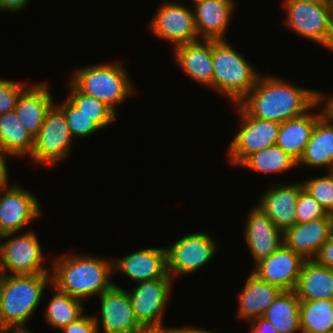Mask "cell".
<instances>
[{"mask_svg": "<svg viewBox=\"0 0 333 333\" xmlns=\"http://www.w3.org/2000/svg\"><path fill=\"white\" fill-rule=\"evenodd\" d=\"M238 104L251 117L279 123L321 106L319 91L287 83L270 74H261L255 86Z\"/></svg>", "mask_w": 333, "mask_h": 333, "instance_id": "cell-1", "label": "cell"}, {"mask_svg": "<svg viewBox=\"0 0 333 333\" xmlns=\"http://www.w3.org/2000/svg\"><path fill=\"white\" fill-rule=\"evenodd\" d=\"M61 254L51 260L52 285L80 300L100 296L113 285V260L81 253ZM110 279V280H109Z\"/></svg>", "mask_w": 333, "mask_h": 333, "instance_id": "cell-2", "label": "cell"}, {"mask_svg": "<svg viewBox=\"0 0 333 333\" xmlns=\"http://www.w3.org/2000/svg\"><path fill=\"white\" fill-rule=\"evenodd\" d=\"M49 285H52L51 273L0 274V311L10 332L30 331L26 323L40 305Z\"/></svg>", "mask_w": 333, "mask_h": 333, "instance_id": "cell-3", "label": "cell"}, {"mask_svg": "<svg viewBox=\"0 0 333 333\" xmlns=\"http://www.w3.org/2000/svg\"><path fill=\"white\" fill-rule=\"evenodd\" d=\"M228 40H212L213 90L238 104L255 86L260 75Z\"/></svg>", "mask_w": 333, "mask_h": 333, "instance_id": "cell-4", "label": "cell"}, {"mask_svg": "<svg viewBox=\"0 0 333 333\" xmlns=\"http://www.w3.org/2000/svg\"><path fill=\"white\" fill-rule=\"evenodd\" d=\"M127 69L119 61L75 69L69 80L80 92L106 103L116 113L119 104L134 93Z\"/></svg>", "mask_w": 333, "mask_h": 333, "instance_id": "cell-5", "label": "cell"}, {"mask_svg": "<svg viewBox=\"0 0 333 333\" xmlns=\"http://www.w3.org/2000/svg\"><path fill=\"white\" fill-rule=\"evenodd\" d=\"M23 233L17 236L16 233L1 235L0 242L1 240L4 242L0 243V274L51 273V265L50 268L45 266L46 257L42 252L38 236L32 230Z\"/></svg>", "mask_w": 333, "mask_h": 333, "instance_id": "cell-6", "label": "cell"}, {"mask_svg": "<svg viewBox=\"0 0 333 333\" xmlns=\"http://www.w3.org/2000/svg\"><path fill=\"white\" fill-rule=\"evenodd\" d=\"M331 4L283 0L284 24L300 37L331 51Z\"/></svg>", "mask_w": 333, "mask_h": 333, "instance_id": "cell-7", "label": "cell"}, {"mask_svg": "<svg viewBox=\"0 0 333 333\" xmlns=\"http://www.w3.org/2000/svg\"><path fill=\"white\" fill-rule=\"evenodd\" d=\"M73 140L64 112L54 103L47 111L44 123L34 138V147L29 158L38 166L57 165L71 155Z\"/></svg>", "mask_w": 333, "mask_h": 333, "instance_id": "cell-8", "label": "cell"}, {"mask_svg": "<svg viewBox=\"0 0 333 333\" xmlns=\"http://www.w3.org/2000/svg\"><path fill=\"white\" fill-rule=\"evenodd\" d=\"M233 106L240 116V124L229 142L227 162L237 167L253 153L276 144L280 123L251 117L239 104Z\"/></svg>", "mask_w": 333, "mask_h": 333, "instance_id": "cell-9", "label": "cell"}, {"mask_svg": "<svg viewBox=\"0 0 333 333\" xmlns=\"http://www.w3.org/2000/svg\"><path fill=\"white\" fill-rule=\"evenodd\" d=\"M217 242L209 233L200 231L184 235L165 247L168 274L174 279L200 270L216 256Z\"/></svg>", "mask_w": 333, "mask_h": 333, "instance_id": "cell-10", "label": "cell"}, {"mask_svg": "<svg viewBox=\"0 0 333 333\" xmlns=\"http://www.w3.org/2000/svg\"><path fill=\"white\" fill-rule=\"evenodd\" d=\"M174 279L160 278L136 283L128 291L136 320L144 329H163L164 312Z\"/></svg>", "mask_w": 333, "mask_h": 333, "instance_id": "cell-11", "label": "cell"}, {"mask_svg": "<svg viewBox=\"0 0 333 333\" xmlns=\"http://www.w3.org/2000/svg\"><path fill=\"white\" fill-rule=\"evenodd\" d=\"M148 26L154 37L172 43L173 48L199 40L192 9L179 2H163Z\"/></svg>", "mask_w": 333, "mask_h": 333, "instance_id": "cell-12", "label": "cell"}, {"mask_svg": "<svg viewBox=\"0 0 333 333\" xmlns=\"http://www.w3.org/2000/svg\"><path fill=\"white\" fill-rule=\"evenodd\" d=\"M99 297L100 316L93 315L97 333H139L144 330L135 318L128 290L114 283Z\"/></svg>", "mask_w": 333, "mask_h": 333, "instance_id": "cell-13", "label": "cell"}, {"mask_svg": "<svg viewBox=\"0 0 333 333\" xmlns=\"http://www.w3.org/2000/svg\"><path fill=\"white\" fill-rule=\"evenodd\" d=\"M37 195L13 183L0 191V234L19 233L43 213Z\"/></svg>", "mask_w": 333, "mask_h": 333, "instance_id": "cell-14", "label": "cell"}, {"mask_svg": "<svg viewBox=\"0 0 333 333\" xmlns=\"http://www.w3.org/2000/svg\"><path fill=\"white\" fill-rule=\"evenodd\" d=\"M305 258L284 244L253 265L251 271L258 278L282 290H294Z\"/></svg>", "mask_w": 333, "mask_h": 333, "instance_id": "cell-15", "label": "cell"}, {"mask_svg": "<svg viewBox=\"0 0 333 333\" xmlns=\"http://www.w3.org/2000/svg\"><path fill=\"white\" fill-rule=\"evenodd\" d=\"M244 225L243 237L253 257V264L284 244V232L256 205L249 211Z\"/></svg>", "mask_w": 333, "mask_h": 333, "instance_id": "cell-16", "label": "cell"}, {"mask_svg": "<svg viewBox=\"0 0 333 333\" xmlns=\"http://www.w3.org/2000/svg\"><path fill=\"white\" fill-rule=\"evenodd\" d=\"M113 271L136 283L172 278L167 272L166 248L155 247L134 251L113 261Z\"/></svg>", "mask_w": 333, "mask_h": 333, "instance_id": "cell-17", "label": "cell"}, {"mask_svg": "<svg viewBox=\"0 0 333 333\" xmlns=\"http://www.w3.org/2000/svg\"><path fill=\"white\" fill-rule=\"evenodd\" d=\"M303 183L270 184L260 196L258 206L283 232L296 223L295 209Z\"/></svg>", "mask_w": 333, "mask_h": 333, "instance_id": "cell-18", "label": "cell"}, {"mask_svg": "<svg viewBox=\"0 0 333 333\" xmlns=\"http://www.w3.org/2000/svg\"><path fill=\"white\" fill-rule=\"evenodd\" d=\"M236 5L233 0H204L193 5L199 40H225Z\"/></svg>", "mask_w": 333, "mask_h": 333, "instance_id": "cell-19", "label": "cell"}, {"mask_svg": "<svg viewBox=\"0 0 333 333\" xmlns=\"http://www.w3.org/2000/svg\"><path fill=\"white\" fill-rule=\"evenodd\" d=\"M333 234V216H324L307 223H295L284 231V245L305 259H313Z\"/></svg>", "mask_w": 333, "mask_h": 333, "instance_id": "cell-20", "label": "cell"}, {"mask_svg": "<svg viewBox=\"0 0 333 333\" xmlns=\"http://www.w3.org/2000/svg\"><path fill=\"white\" fill-rule=\"evenodd\" d=\"M172 49L175 63L183 73L213 89L212 40L200 39Z\"/></svg>", "mask_w": 333, "mask_h": 333, "instance_id": "cell-21", "label": "cell"}, {"mask_svg": "<svg viewBox=\"0 0 333 333\" xmlns=\"http://www.w3.org/2000/svg\"><path fill=\"white\" fill-rule=\"evenodd\" d=\"M48 82L30 84L19 96L15 112L21 124L35 138L45 119L47 111L54 104Z\"/></svg>", "mask_w": 333, "mask_h": 333, "instance_id": "cell-22", "label": "cell"}, {"mask_svg": "<svg viewBox=\"0 0 333 333\" xmlns=\"http://www.w3.org/2000/svg\"><path fill=\"white\" fill-rule=\"evenodd\" d=\"M283 290L250 272L242 291L239 293L237 318L253 321L264 315Z\"/></svg>", "mask_w": 333, "mask_h": 333, "instance_id": "cell-23", "label": "cell"}, {"mask_svg": "<svg viewBox=\"0 0 333 333\" xmlns=\"http://www.w3.org/2000/svg\"><path fill=\"white\" fill-rule=\"evenodd\" d=\"M320 108L318 107V114L310 110L304 115L280 123L276 145L297 161L304 153L316 122L324 115L322 107Z\"/></svg>", "mask_w": 333, "mask_h": 333, "instance_id": "cell-24", "label": "cell"}, {"mask_svg": "<svg viewBox=\"0 0 333 333\" xmlns=\"http://www.w3.org/2000/svg\"><path fill=\"white\" fill-rule=\"evenodd\" d=\"M299 165L333 171V122L325 115L316 122Z\"/></svg>", "mask_w": 333, "mask_h": 333, "instance_id": "cell-25", "label": "cell"}, {"mask_svg": "<svg viewBox=\"0 0 333 333\" xmlns=\"http://www.w3.org/2000/svg\"><path fill=\"white\" fill-rule=\"evenodd\" d=\"M294 292L299 300H333V269L306 259Z\"/></svg>", "mask_w": 333, "mask_h": 333, "instance_id": "cell-26", "label": "cell"}, {"mask_svg": "<svg viewBox=\"0 0 333 333\" xmlns=\"http://www.w3.org/2000/svg\"><path fill=\"white\" fill-rule=\"evenodd\" d=\"M34 138L21 124L14 110L0 115V152L14 157H30Z\"/></svg>", "mask_w": 333, "mask_h": 333, "instance_id": "cell-27", "label": "cell"}, {"mask_svg": "<svg viewBox=\"0 0 333 333\" xmlns=\"http://www.w3.org/2000/svg\"><path fill=\"white\" fill-rule=\"evenodd\" d=\"M278 333L300 331V300L294 290H283L262 316Z\"/></svg>", "mask_w": 333, "mask_h": 333, "instance_id": "cell-28", "label": "cell"}, {"mask_svg": "<svg viewBox=\"0 0 333 333\" xmlns=\"http://www.w3.org/2000/svg\"><path fill=\"white\" fill-rule=\"evenodd\" d=\"M55 292L44 312V319L49 326L62 330L71 322L80 318L85 311L83 301L59 291L50 285Z\"/></svg>", "mask_w": 333, "mask_h": 333, "instance_id": "cell-29", "label": "cell"}, {"mask_svg": "<svg viewBox=\"0 0 333 333\" xmlns=\"http://www.w3.org/2000/svg\"><path fill=\"white\" fill-rule=\"evenodd\" d=\"M239 166L260 173H284L298 168V161L276 144L248 156Z\"/></svg>", "mask_w": 333, "mask_h": 333, "instance_id": "cell-30", "label": "cell"}, {"mask_svg": "<svg viewBox=\"0 0 333 333\" xmlns=\"http://www.w3.org/2000/svg\"><path fill=\"white\" fill-rule=\"evenodd\" d=\"M301 333L333 332V300H300Z\"/></svg>", "mask_w": 333, "mask_h": 333, "instance_id": "cell-31", "label": "cell"}, {"mask_svg": "<svg viewBox=\"0 0 333 333\" xmlns=\"http://www.w3.org/2000/svg\"><path fill=\"white\" fill-rule=\"evenodd\" d=\"M67 99L85 116L92 119L102 130L116 120L117 113L106 103L80 92L70 81Z\"/></svg>", "mask_w": 333, "mask_h": 333, "instance_id": "cell-32", "label": "cell"}, {"mask_svg": "<svg viewBox=\"0 0 333 333\" xmlns=\"http://www.w3.org/2000/svg\"><path fill=\"white\" fill-rule=\"evenodd\" d=\"M63 112L73 139L85 138L102 130L92 119L85 116L68 99L56 104Z\"/></svg>", "mask_w": 333, "mask_h": 333, "instance_id": "cell-33", "label": "cell"}, {"mask_svg": "<svg viewBox=\"0 0 333 333\" xmlns=\"http://www.w3.org/2000/svg\"><path fill=\"white\" fill-rule=\"evenodd\" d=\"M303 187L311 196L324 208V210L333 215V172L320 177L306 179L302 181Z\"/></svg>", "mask_w": 333, "mask_h": 333, "instance_id": "cell-34", "label": "cell"}, {"mask_svg": "<svg viewBox=\"0 0 333 333\" xmlns=\"http://www.w3.org/2000/svg\"><path fill=\"white\" fill-rule=\"evenodd\" d=\"M296 223L302 224L324 216H333L328 214L311 194L304 188L300 191L295 209Z\"/></svg>", "mask_w": 333, "mask_h": 333, "instance_id": "cell-35", "label": "cell"}, {"mask_svg": "<svg viewBox=\"0 0 333 333\" xmlns=\"http://www.w3.org/2000/svg\"><path fill=\"white\" fill-rule=\"evenodd\" d=\"M27 87L22 81L0 79V115L15 110L20 94Z\"/></svg>", "mask_w": 333, "mask_h": 333, "instance_id": "cell-36", "label": "cell"}, {"mask_svg": "<svg viewBox=\"0 0 333 333\" xmlns=\"http://www.w3.org/2000/svg\"><path fill=\"white\" fill-rule=\"evenodd\" d=\"M60 331L61 333H97V327L93 314H83Z\"/></svg>", "mask_w": 333, "mask_h": 333, "instance_id": "cell-37", "label": "cell"}, {"mask_svg": "<svg viewBox=\"0 0 333 333\" xmlns=\"http://www.w3.org/2000/svg\"><path fill=\"white\" fill-rule=\"evenodd\" d=\"M318 264L333 269V234L321 246L317 255L313 258Z\"/></svg>", "mask_w": 333, "mask_h": 333, "instance_id": "cell-38", "label": "cell"}, {"mask_svg": "<svg viewBox=\"0 0 333 333\" xmlns=\"http://www.w3.org/2000/svg\"><path fill=\"white\" fill-rule=\"evenodd\" d=\"M250 333H278L277 329L272 323L268 322L263 317L256 318L253 321H249Z\"/></svg>", "mask_w": 333, "mask_h": 333, "instance_id": "cell-39", "label": "cell"}, {"mask_svg": "<svg viewBox=\"0 0 333 333\" xmlns=\"http://www.w3.org/2000/svg\"><path fill=\"white\" fill-rule=\"evenodd\" d=\"M31 0H0V12H18L25 9Z\"/></svg>", "mask_w": 333, "mask_h": 333, "instance_id": "cell-40", "label": "cell"}, {"mask_svg": "<svg viewBox=\"0 0 333 333\" xmlns=\"http://www.w3.org/2000/svg\"><path fill=\"white\" fill-rule=\"evenodd\" d=\"M9 157L0 152V191L8 188L11 184L9 183V170L7 167V159Z\"/></svg>", "mask_w": 333, "mask_h": 333, "instance_id": "cell-41", "label": "cell"}, {"mask_svg": "<svg viewBox=\"0 0 333 333\" xmlns=\"http://www.w3.org/2000/svg\"><path fill=\"white\" fill-rule=\"evenodd\" d=\"M323 102H325L324 105ZM319 103L322 104L323 114L333 122V95L326 97L319 91Z\"/></svg>", "mask_w": 333, "mask_h": 333, "instance_id": "cell-42", "label": "cell"}, {"mask_svg": "<svg viewBox=\"0 0 333 333\" xmlns=\"http://www.w3.org/2000/svg\"><path fill=\"white\" fill-rule=\"evenodd\" d=\"M160 333H204V328L194 327V326H186V327H164L160 329Z\"/></svg>", "mask_w": 333, "mask_h": 333, "instance_id": "cell-43", "label": "cell"}, {"mask_svg": "<svg viewBox=\"0 0 333 333\" xmlns=\"http://www.w3.org/2000/svg\"><path fill=\"white\" fill-rule=\"evenodd\" d=\"M331 51L333 53V3L331 4Z\"/></svg>", "mask_w": 333, "mask_h": 333, "instance_id": "cell-44", "label": "cell"}, {"mask_svg": "<svg viewBox=\"0 0 333 333\" xmlns=\"http://www.w3.org/2000/svg\"><path fill=\"white\" fill-rule=\"evenodd\" d=\"M0 333H11L3 323L1 311H0Z\"/></svg>", "mask_w": 333, "mask_h": 333, "instance_id": "cell-45", "label": "cell"}, {"mask_svg": "<svg viewBox=\"0 0 333 333\" xmlns=\"http://www.w3.org/2000/svg\"><path fill=\"white\" fill-rule=\"evenodd\" d=\"M303 1H308L312 3H333V0H303Z\"/></svg>", "mask_w": 333, "mask_h": 333, "instance_id": "cell-46", "label": "cell"}, {"mask_svg": "<svg viewBox=\"0 0 333 333\" xmlns=\"http://www.w3.org/2000/svg\"><path fill=\"white\" fill-rule=\"evenodd\" d=\"M139 333H160V329H144Z\"/></svg>", "mask_w": 333, "mask_h": 333, "instance_id": "cell-47", "label": "cell"}, {"mask_svg": "<svg viewBox=\"0 0 333 333\" xmlns=\"http://www.w3.org/2000/svg\"><path fill=\"white\" fill-rule=\"evenodd\" d=\"M202 1H204V0H192V3H193V5H195V4H197L199 2H202Z\"/></svg>", "mask_w": 333, "mask_h": 333, "instance_id": "cell-48", "label": "cell"}, {"mask_svg": "<svg viewBox=\"0 0 333 333\" xmlns=\"http://www.w3.org/2000/svg\"><path fill=\"white\" fill-rule=\"evenodd\" d=\"M204 333H217V332H213V331L205 330V329H204Z\"/></svg>", "mask_w": 333, "mask_h": 333, "instance_id": "cell-49", "label": "cell"}, {"mask_svg": "<svg viewBox=\"0 0 333 333\" xmlns=\"http://www.w3.org/2000/svg\"><path fill=\"white\" fill-rule=\"evenodd\" d=\"M11 333H32L31 331H23V332H11Z\"/></svg>", "mask_w": 333, "mask_h": 333, "instance_id": "cell-50", "label": "cell"}]
</instances>
